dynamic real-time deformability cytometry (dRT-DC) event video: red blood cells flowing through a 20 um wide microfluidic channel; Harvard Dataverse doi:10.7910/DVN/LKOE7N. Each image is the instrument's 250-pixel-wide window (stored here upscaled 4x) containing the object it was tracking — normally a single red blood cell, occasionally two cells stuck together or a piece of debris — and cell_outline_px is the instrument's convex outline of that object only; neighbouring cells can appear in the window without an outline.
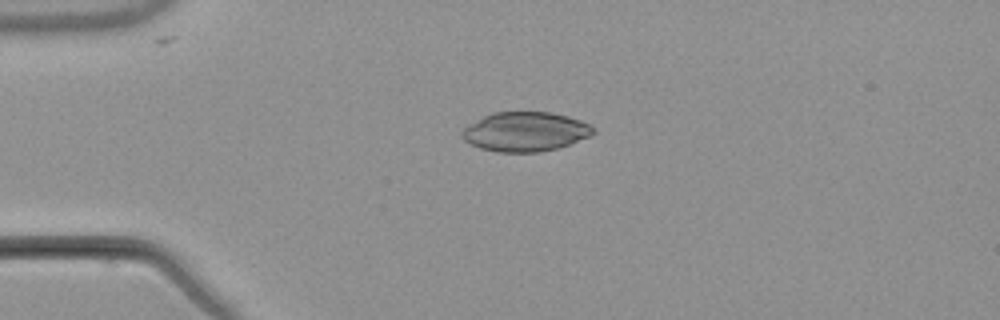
{"species": "common noctule bat (a hibernating species)", "species_latin": "Nyctalus noctula", "temperature_condition": "warm", "stored_images_in_passage": 2, "camera_frame_rate_fps": 3000, "um_per_image_px": 0.085, "animal": {"sex": "male", "body_mass_g": 21.5, "forearm_length_mm": 52.0}, "frame": {"image": 1, "passage_image": 1, "time_ms": 0.0, "image_size_px": [1000, 320], "cell_outline_px": [[596, 132], [592, 136], [560, 148], [540, 152], [496, 152], [480, 148], [464, 140], [460, 136], [460, 132], [468, 124], [492, 112], [548, 112], [568, 116], [580, 120], [596, 128]], "centroid_in_image_um": [44.67, 11.2], "position_along_channel_um": 40.3, "area_um2": 30.46}}